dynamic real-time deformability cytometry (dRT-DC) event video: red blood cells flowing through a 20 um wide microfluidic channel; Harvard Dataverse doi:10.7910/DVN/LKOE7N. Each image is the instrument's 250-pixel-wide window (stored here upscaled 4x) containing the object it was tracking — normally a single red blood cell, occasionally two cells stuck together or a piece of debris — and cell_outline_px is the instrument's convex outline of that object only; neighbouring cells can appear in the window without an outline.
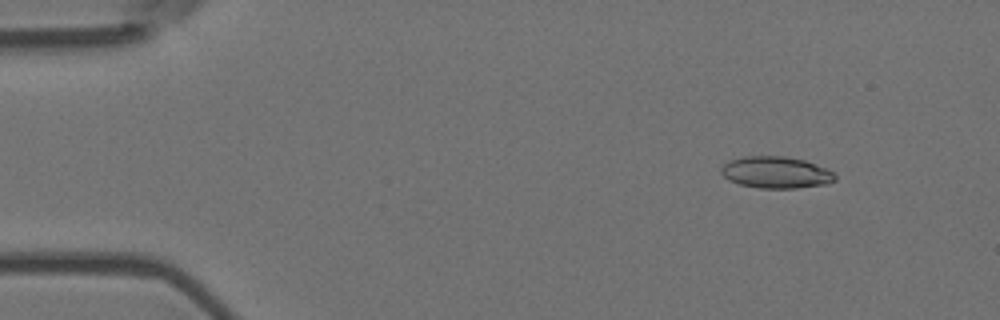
{"species": "Egyptian fruit bat (a non-hibernating species)", "species_latin": "Rousettus aegyptiacus", "temperature_condition": "room temperature", "stored_images_in_passage": 5, "camera_frame_rate_fps": 3000, "um_per_image_px": 0.085, "animal": {"sex": "female"}, "frame": {"image": 1, "passage_image": 2, "time_ms": 0.333, "image_size_px": [1000, 320], "cell_outline_px": [[836, 180], [828, 184], [796, 188], [760, 188], [740, 184], [728, 180], [720, 172], [720, 168], [728, 160], [744, 156], [784, 156], [804, 160], [824, 168], [832, 172], [836, 176]], "centroid_in_image_um": [65.93, 14.65], "position_along_channel_um": 19.1, "area_um2": 21.04}}
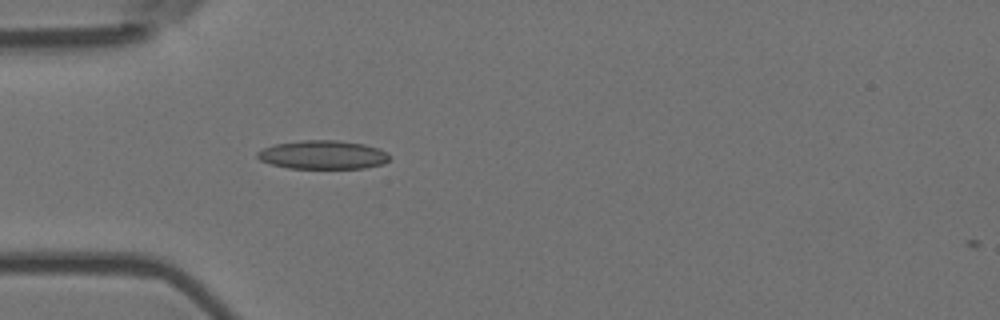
{"frame": {"image": 2, "passage_image": 5, "time_ms": 1.333, "image_size_px": [1000, 320], "cell_outline_px": [[388, 160], [380, 164], [364, 168], [288, 168], [272, 164], [260, 160], [256, 156], [256, 152], [264, 148], [276, 144], [304, 140], [336, 140], [364, 144], [380, 148], [388, 152]], "centroid_in_image_um": [27.44, 13.15], "position_along_channel_um": 57.6, "area_um2": 21.91}}